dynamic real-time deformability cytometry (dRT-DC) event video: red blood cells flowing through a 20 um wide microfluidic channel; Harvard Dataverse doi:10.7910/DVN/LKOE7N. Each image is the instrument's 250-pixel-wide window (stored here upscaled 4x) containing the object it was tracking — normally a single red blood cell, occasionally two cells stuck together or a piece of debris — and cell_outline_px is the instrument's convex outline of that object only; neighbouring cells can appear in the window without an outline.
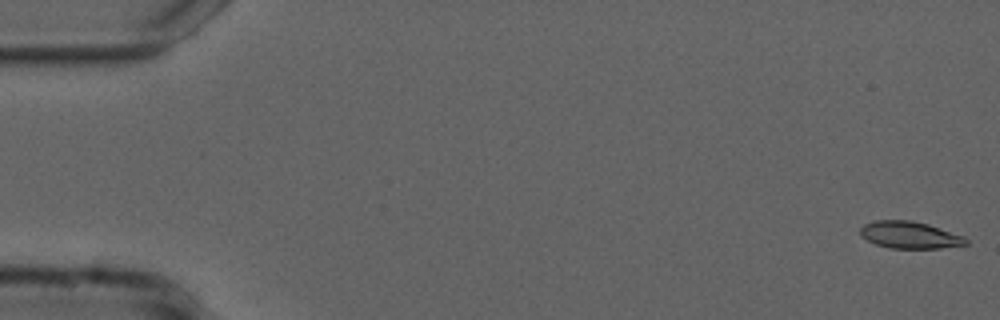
{"species": "common noctule bat (a hibernating species)", "species_latin": "Nyctalus noctula", "temperature_condition": "cold", "stored_images_in_passage": 54, "camera_frame_rate_fps": 3000, "um_per_image_px": 0.085, "animal": {"sex": "male", "forearm_length_mm": 52.5}, "frame": {"image": 1, "passage_image": 1, "time_ms": 0.0, "image_size_px": [1000, 320], "cell_outline_px": [[968, 244], [940, 248], [892, 248], [876, 244], [860, 236], [860, 228], [864, 224], [876, 220], [912, 220], [928, 224], [964, 236], [968, 240]], "centroid_in_image_um": [77.32, 19.96], "position_along_channel_um": 7.7, "area_um2": 16.59}}
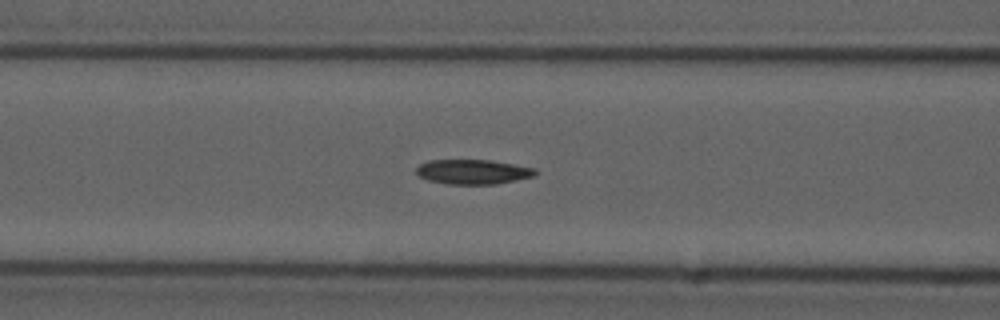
{"frame": {"image": 2, "passage_image": 22, "time_ms": 7.0, "image_size_px": [1000, 320], "cell_outline_px": [[536, 176], [496, 184], [448, 184], [428, 180], [420, 176], [416, 172], [416, 168], [420, 164], [428, 160], [492, 160], [536, 168]], "centroid_in_image_um": [40.22, 14.6], "position_along_channel_um": 126.4, "area_um2": 17.17}}
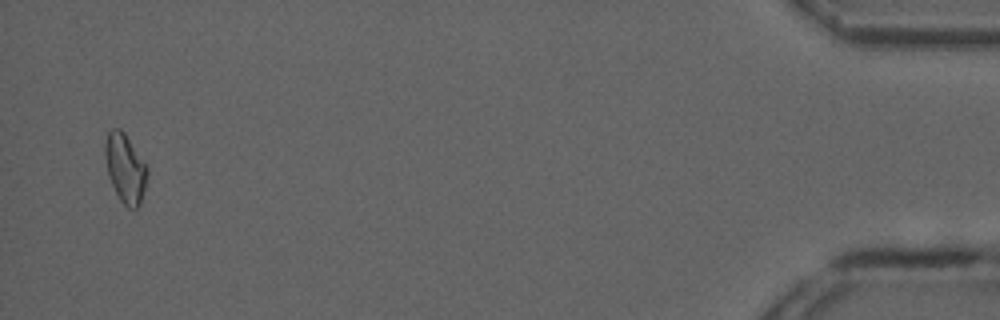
{"frame": {"image": 3, "passage_image": 53, "time_ms": 17.333, "image_size_px": [1000, 320], "cell_outline_px": [[148, 172], [140, 204], [136, 208], [128, 208], [120, 200], [108, 176], [104, 152], [104, 144], [108, 132], [112, 128], [120, 128], [124, 132], [144, 160], [148, 168]], "centroid_in_image_um": [10.64, 14.27], "position_along_channel_um": 424.6, "area_um2": 16.94}}